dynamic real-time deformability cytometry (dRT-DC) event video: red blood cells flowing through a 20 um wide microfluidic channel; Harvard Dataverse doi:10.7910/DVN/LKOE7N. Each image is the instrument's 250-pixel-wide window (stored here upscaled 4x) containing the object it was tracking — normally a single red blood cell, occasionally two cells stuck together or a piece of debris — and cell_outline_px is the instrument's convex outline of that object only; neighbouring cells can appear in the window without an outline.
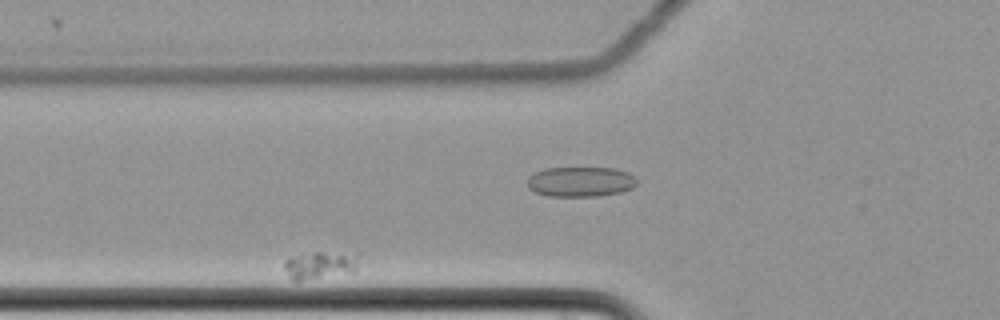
{"species": "common noctule bat (a hibernating species)", "species_latin": "Nyctalus noctula", "temperature_condition": "cold", "stored_images_in_passage": 51, "camera_frame_rate_fps": 3000, "um_per_image_px": 0.085, "animal": {"sex": "female", "body_mass_g": 22.7, "forearm_length_mm": 54.2}, "frame": {"image": 1, "passage_image": 13, "time_ms": 4.0, "image_size_px": [1000, 320], "cell_outline_px": [[360, 252], [356, 268], [352, 272], [300, 280], [292, 280], [288, 276], [284, 268], [284, 260], [296, 256], [312, 252]], "centroid_in_image_um": [27.25, 22.5], "position_along_channel_um": 98.6, "area_um2": 11.96}}
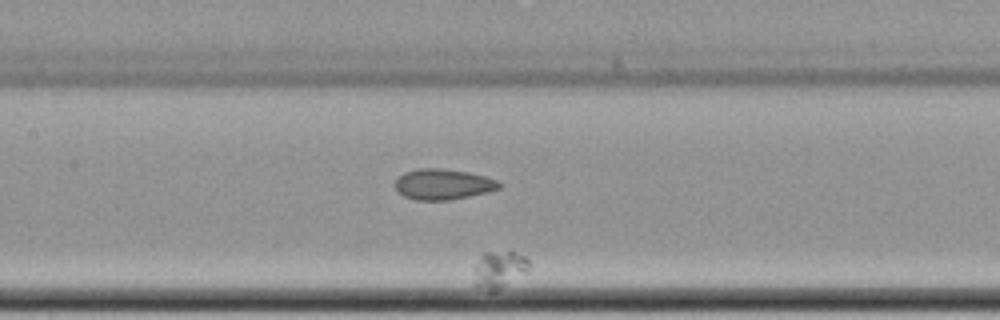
{"frame": {"image": 2, "passage_image": 21, "time_ms": 6.667, "image_size_px": [1000, 320], "cell_outline_px": [[528, 268], [496, 292], [488, 292], [472, 284], [476, 268], [480, 256], [484, 252], [512, 248], [524, 256], [528, 260]], "centroid_in_image_um": [42.39, 22.86], "position_along_channel_um": 165.0, "area_um2": 12.14}}
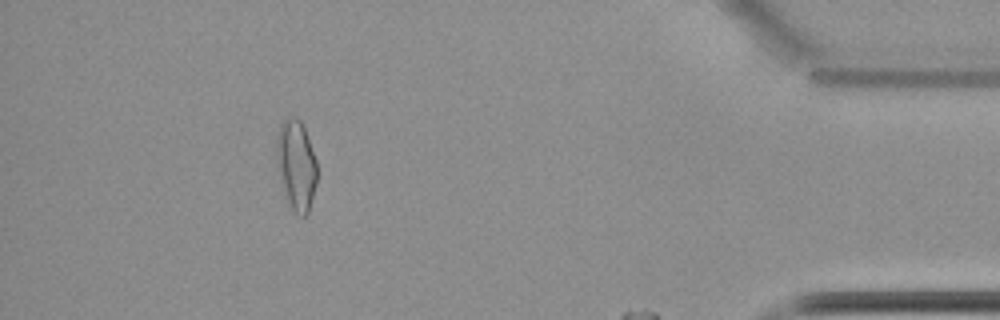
{"frame": {"image": 3, "passage_image": 46, "time_ms": 15.0, "image_size_px": [1000, 320], "cell_outline_px": [[316, 184], [308, 212], [304, 216], [296, 216], [288, 200], [284, 188], [276, 156], [276, 136], [280, 124], [288, 116], [292, 116], [300, 120], [304, 128], [316, 160]], "centroid_in_image_um": [25.18, 13.99], "position_along_channel_um": 410.0, "area_um2": 20.75}}